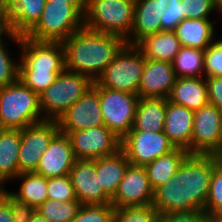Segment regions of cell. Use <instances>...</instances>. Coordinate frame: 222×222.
Wrapping results in <instances>:
<instances>
[{"label":"cell","mask_w":222,"mask_h":222,"mask_svg":"<svg viewBox=\"0 0 222 222\" xmlns=\"http://www.w3.org/2000/svg\"><path fill=\"white\" fill-rule=\"evenodd\" d=\"M212 172L213 155L189 154L178 171L154 190L152 206L161 216L182 211L205 213Z\"/></svg>","instance_id":"obj_1"},{"label":"cell","mask_w":222,"mask_h":222,"mask_svg":"<svg viewBox=\"0 0 222 222\" xmlns=\"http://www.w3.org/2000/svg\"><path fill=\"white\" fill-rule=\"evenodd\" d=\"M66 70L90 77L94 82L127 44L118 35L96 32L86 27L63 42Z\"/></svg>","instance_id":"obj_2"},{"label":"cell","mask_w":222,"mask_h":222,"mask_svg":"<svg viewBox=\"0 0 222 222\" xmlns=\"http://www.w3.org/2000/svg\"><path fill=\"white\" fill-rule=\"evenodd\" d=\"M42 121L39 94L20 79L0 87V128L23 129Z\"/></svg>","instance_id":"obj_3"},{"label":"cell","mask_w":222,"mask_h":222,"mask_svg":"<svg viewBox=\"0 0 222 222\" xmlns=\"http://www.w3.org/2000/svg\"><path fill=\"white\" fill-rule=\"evenodd\" d=\"M135 0H87L84 27L125 40L134 22Z\"/></svg>","instance_id":"obj_4"},{"label":"cell","mask_w":222,"mask_h":222,"mask_svg":"<svg viewBox=\"0 0 222 222\" xmlns=\"http://www.w3.org/2000/svg\"><path fill=\"white\" fill-rule=\"evenodd\" d=\"M94 84L83 74L64 70L57 79L39 94L40 109L45 120H57Z\"/></svg>","instance_id":"obj_5"},{"label":"cell","mask_w":222,"mask_h":222,"mask_svg":"<svg viewBox=\"0 0 222 222\" xmlns=\"http://www.w3.org/2000/svg\"><path fill=\"white\" fill-rule=\"evenodd\" d=\"M84 27V16L69 3L46 1L41 19L26 35L35 41L63 42Z\"/></svg>","instance_id":"obj_6"},{"label":"cell","mask_w":222,"mask_h":222,"mask_svg":"<svg viewBox=\"0 0 222 222\" xmlns=\"http://www.w3.org/2000/svg\"><path fill=\"white\" fill-rule=\"evenodd\" d=\"M145 58L135 45L126 44L95 81L103 88L138 95Z\"/></svg>","instance_id":"obj_7"},{"label":"cell","mask_w":222,"mask_h":222,"mask_svg":"<svg viewBox=\"0 0 222 222\" xmlns=\"http://www.w3.org/2000/svg\"><path fill=\"white\" fill-rule=\"evenodd\" d=\"M93 87L99 92L104 124L122 140L133 128L139 95L103 88L95 82Z\"/></svg>","instance_id":"obj_8"},{"label":"cell","mask_w":222,"mask_h":222,"mask_svg":"<svg viewBox=\"0 0 222 222\" xmlns=\"http://www.w3.org/2000/svg\"><path fill=\"white\" fill-rule=\"evenodd\" d=\"M189 154L216 155L222 148V111L208 104L194 111Z\"/></svg>","instance_id":"obj_9"},{"label":"cell","mask_w":222,"mask_h":222,"mask_svg":"<svg viewBox=\"0 0 222 222\" xmlns=\"http://www.w3.org/2000/svg\"><path fill=\"white\" fill-rule=\"evenodd\" d=\"M59 132L57 120H45L21 129L19 174L37 169L42 154Z\"/></svg>","instance_id":"obj_10"},{"label":"cell","mask_w":222,"mask_h":222,"mask_svg":"<svg viewBox=\"0 0 222 222\" xmlns=\"http://www.w3.org/2000/svg\"><path fill=\"white\" fill-rule=\"evenodd\" d=\"M175 148L164 132L129 131L121 140V149L135 166H145Z\"/></svg>","instance_id":"obj_11"},{"label":"cell","mask_w":222,"mask_h":222,"mask_svg":"<svg viewBox=\"0 0 222 222\" xmlns=\"http://www.w3.org/2000/svg\"><path fill=\"white\" fill-rule=\"evenodd\" d=\"M67 136L75 159L93 160L112 155L121 149V139L106 125L71 131Z\"/></svg>","instance_id":"obj_12"},{"label":"cell","mask_w":222,"mask_h":222,"mask_svg":"<svg viewBox=\"0 0 222 222\" xmlns=\"http://www.w3.org/2000/svg\"><path fill=\"white\" fill-rule=\"evenodd\" d=\"M57 122L60 132L66 135L71 131L104 126L99 92L92 86L57 119Z\"/></svg>","instance_id":"obj_13"},{"label":"cell","mask_w":222,"mask_h":222,"mask_svg":"<svg viewBox=\"0 0 222 222\" xmlns=\"http://www.w3.org/2000/svg\"><path fill=\"white\" fill-rule=\"evenodd\" d=\"M19 69L65 70L62 42L35 41L21 36Z\"/></svg>","instance_id":"obj_14"},{"label":"cell","mask_w":222,"mask_h":222,"mask_svg":"<svg viewBox=\"0 0 222 222\" xmlns=\"http://www.w3.org/2000/svg\"><path fill=\"white\" fill-rule=\"evenodd\" d=\"M154 190L144 166L130 164L116 194L111 198L114 208L151 205Z\"/></svg>","instance_id":"obj_15"},{"label":"cell","mask_w":222,"mask_h":222,"mask_svg":"<svg viewBox=\"0 0 222 222\" xmlns=\"http://www.w3.org/2000/svg\"><path fill=\"white\" fill-rule=\"evenodd\" d=\"M69 177L82 205L111 203V197L100 186L96 159H76Z\"/></svg>","instance_id":"obj_16"},{"label":"cell","mask_w":222,"mask_h":222,"mask_svg":"<svg viewBox=\"0 0 222 222\" xmlns=\"http://www.w3.org/2000/svg\"><path fill=\"white\" fill-rule=\"evenodd\" d=\"M176 78L171 62L145 59L138 95L140 98H168Z\"/></svg>","instance_id":"obj_17"},{"label":"cell","mask_w":222,"mask_h":222,"mask_svg":"<svg viewBox=\"0 0 222 222\" xmlns=\"http://www.w3.org/2000/svg\"><path fill=\"white\" fill-rule=\"evenodd\" d=\"M75 160L69 137L59 132L42 154L34 172L46 178L69 175Z\"/></svg>","instance_id":"obj_18"},{"label":"cell","mask_w":222,"mask_h":222,"mask_svg":"<svg viewBox=\"0 0 222 222\" xmlns=\"http://www.w3.org/2000/svg\"><path fill=\"white\" fill-rule=\"evenodd\" d=\"M194 111L166 100V116L163 132L175 147L191 148Z\"/></svg>","instance_id":"obj_19"},{"label":"cell","mask_w":222,"mask_h":222,"mask_svg":"<svg viewBox=\"0 0 222 222\" xmlns=\"http://www.w3.org/2000/svg\"><path fill=\"white\" fill-rule=\"evenodd\" d=\"M162 10L158 0H135L134 22L128 45H135L143 37L161 31Z\"/></svg>","instance_id":"obj_20"},{"label":"cell","mask_w":222,"mask_h":222,"mask_svg":"<svg viewBox=\"0 0 222 222\" xmlns=\"http://www.w3.org/2000/svg\"><path fill=\"white\" fill-rule=\"evenodd\" d=\"M167 99L192 111L208 105L205 77L176 78Z\"/></svg>","instance_id":"obj_21"},{"label":"cell","mask_w":222,"mask_h":222,"mask_svg":"<svg viewBox=\"0 0 222 222\" xmlns=\"http://www.w3.org/2000/svg\"><path fill=\"white\" fill-rule=\"evenodd\" d=\"M135 46L145 59L171 63L182 47L175 31H160L145 36Z\"/></svg>","instance_id":"obj_22"},{"label":"cell","mask_w":222,"mask_h":222,"mask_svg":"<svg viewBox=\"0 0 222 222\" xmlns=\"http://www.w3.org/2000/svg\"><path fill=\"white\" fill-rule=\"evenodd\" d=\"M21 129L0 128V188L19 175Z\"/></svg>","instance_id":"obj_23"},{"label":"cell","mask_w":222,"mask_h":222,"mask_svg":"<svg viewBox=\"0 0 222 222\" xmlns=\"http://www.w3.org/2000/svg\"><path fill=\"white\" fill-rule=\"evenodd\" d=\"M215 29L210 19L186 18L177 25L175 32L181 46L205 50L216 38Z\"/></svg>","instance_id":"obj_24"},{"label":"cell","mask_w":222,"mask_h":222,"mask_svg":"<svg viewBox=\"0 0 222 222\" xmlns=\"http://www.w3.org/2000/svg\"><path fill=\"white\" fill-rule=\"evenodd\" d=\"M130 165L125 152L119 149L116 153L96 159V171L100 186L112 198Z\"/></svg>","instance_id":"obj_25"},{"label":"cell","mask_w":222,"mask_h":222,"mask_svg":"<svg viewBox=\"0 0 222 222\" xmlns=\"http://www.w3.org/2000/svg\"><path fill=\"white\" fill-rule=\"evenodd\" d=\"M167 98H139L130 131L163 132Z\"/></svg>","instance_id":"obj_26"},{"label":"cell","mask_w":222,"mask_h":222,"mask_svg":"<svg viewBox=\"0 0 222 222\" xmlns=\"http://www.w3.org/2000/svg\"><path fill=\"white\" fill-rule=\"evenodd\" d=\"M46 0H7L14 34L26 36L41 19Z\"/></svg>","instance_id":"obj_27"},{"label":"cell","mask_w":222,"mask_h":222,"mask_svg":"<svg viewBox=\"0 0 222 222\" xmlns=\"http://www.w3.org/2000/svg\"><path fill=\"white\" fill-rule=\"evenodd\" d=\"M188 155L186 149L176 147L169 153L146 164L144 168L152 189L155 190L166 183L178 171Z\"/></svg>","instance_id":"obj_28"},{"label":"cell","mask_w":222,"mask_h":222,"mask_svg":"<svg viewBox=\"0 0 222 222\" xmlns=\"http://www.w3.org/2000/svg\"><path fill=\"white\" fill-rule=\"evenodd\" d=\"M17 179L21 181L19 190L17 192L9 191L17 200L36 209L48 199L46 177L35 172H24L15 178V180Z\"/></svg>","instance_id":"obj_29"},{"label":"cell","mask_w":222,"mask_h":222,"mask_svg":"<svg viewBox=\"0 0 222 222\" xmlns=\"http://www.w3.org/2000/svg\"><path fill=\"white\" fill-rule=\"evenodd\" d=\"M204 54L205 50L182 46L172 62L176 77H204Z\"/></svg>","instance_id":"obj_30"},{"label":"cell","mask_w":222,"mask_h":222,"mask_svg":"<svg viewBox=\"0 0 222 222\" xmlns=\"http://www.w3.org/2000/svg\"><path fill=\"white\" fill-rule=\"evenodd\" d=\"M81 205L79 201L60 202L47 199L36 211L49 222H71Z\"/></svg>","instance_id":"obj_31"},{"label":"cell","mask_w":222,"mask_h":222,"mask_svg":"<svg viewBox=\"0 0 222 222\" xmlns=\"http://www.w3.org/2000/svg\"><path fill=\"white\" fill-rule=\"evenodd\" d=\"M160 213L151 205L115 208L114 222H159Z\"/></svg>","instance_id":"obj_32"},{"label":"cell","mask_w":222,"mask_h":222,"mask_svg":"<svg viewBox=\"0 0 222 222\" xmlns=\"http://www.w3.org/2000/svg\"><path fill=\"white\" fill-rule=\"evenodd\" d=\"M64 70L19 69V79L37 94L51 85Z\"/></svg>","instance_id":"obj_33"},{"label":"cell","mask_w":222,"mask_h":222,"mask_svg":"<svg viewBox=\"0 0 222 222\" xmlns=\"http://www.w3.org/2000/svg\"><path fill=\"white\" fill-rule=\"evenodd\" d=\"M222 212V163L213 155V172L210 179L205 213Z\"/></svg>","instance_id":"obj_34"},{"label":"cell","mask_w":222,"mask_h":222,"mask_svg":"<svg viewBox=\"0 0 222 222\" xmlns=\"http://www.w3.org/2000/svg\"><path fill=\"white\" fill-rule=\"evenodd\" d=\"M114 210L111 203L81 205L71 222H114Z\"/></svg>","instance_id":"obj_35"},{"label":"cell","mask_w":222,"mask_h":222,"mask_svg":"<svg viewBox=\"0 0 222 222\" xmlns=\"http://www.w3.org/2000/svg\"><path fill=\"white\" fill-rule=\"evenodd\" d=\"M47 194L54 201H78L69 175L47 178Z\"/></svg>","instance_id":"obj_36"},{"label":"cell","mask_w":222,"mask_h":222,"mask_svg":"<svg viewBox=\"0 0 222 222\" xmlns=\"http://www.w3.org/2000/svg\"><path fill=\"white\" fill-rule=\"evenodd\" d=\"M162 10L161 31H175L177 25L185 19L181 0H158Z\"/></svg>","instance_id":"obj_37"},{"label":"cell","mask_w":222,"mask_h":222,"mask_svg":"<svg viewBox=\"0 0 222 222\" xmlns=\"http://www.w3.org/2000/svg\"><path fill=\"white\" fill-rule=\"evenodd\" d=\"M3 36L0 37V87L15 83L19 79V60L12 59L5 47Z\"/></svg>","instance_id":"obj_38"},{"label":"cell","mask_w":222,"mask_h":222,"mask_svg":"<svg viewBox=\"0 0 222 222\" xmlns=\"http://www.w3.org/2000/svg\"><path fill=\"white\" fill-rule=\"evenodd\" d=\"M222 76V38H216L205 49L204 54V77Z\"/></svg>","instance_id":"obj_39"},{"label":"cell","mask_w":222,"mask_h":222,"mask_svg":"<svg viewBox=\"0 0 222 222\" xmlns=\"http://www.w3.org/2000/svg\"><path fill=\"white\" fill-rule=\"evenodd\" d=\"M185 19H210L208 16L216 11L213 0H181Z\"/></svg>","instance_id":"obj_40"},{"label":"cell","mask_w":222,"mask_h":222,"mask_svg":"<svg viewBox=\"0 0 222 222\" xmlns=\"http://www.w3.org/2000/svg\"><path fill=\"white\" fill-rule=\"evenodd\" d=\"M0 192L10 201V208L14 222H28L36 209L14 198L8 190L1 188Z\"/></svg>","instance_id":"obj_41"},{"label":"cell","mask_w":222,"mask_h":222,"mask_svg":"<svg viewBox=\"0 0 222 222\" xmlns=\"http://www.w3.org/2000/svg\"><path fill=\"white\" fill-rule=\"evenodd\" d=\"M6 36L11 39V42L20 44L21 36L14 34L12 27V16L9 11L7 0H0V37Z\"/></svg>","instance_id":"obj_42"},{"label":"cell","mask_w":222,"mask_h":222,"mask_svg":"<svg viewBox=\"0 0 222 222\" xmlns=\"http://www.w3.org/2000/svg\"><path fill=\"white\" fill-rule=\"evenodd\" d=\"M209 104L222 111V76L205 78Z\"/></svg>","instance_id":"obj_43"},{"label":"cell","mask_w":222,"mask_h":222,"mask_svg":"<svg viewBox=\"0 0 222 222\" xmlns=\"http://www.w3.org/2000/svg\"><path fill=\"white\" fill-rule=\"evenodd\" d=\"M201 214L197 211L173 212L162 215L159 222H194Z\"/></svg>","instance_id":"obj_44"},{"label":"cell","mask_w":222,"mask_h":222,"mask_svg":"<svg viewBox=\"0 0 222 222\" xmlns=\"http://www.w3.org/2000/svg\"><path fill=\"white\" fill-rule=\"evenodd\" d=\"M0 222H14L10 201L0 192Z\"/></svg>","instance_id":"obj_45"},{"label":"cell","mask_w":222,"mask_h":222,"mask_svg":"<svg viewBox=\"0 0 222 222\" xmlns=\"http://www.w3.org/2000/svg\"><path fill=\"white\" fill-rule=\"evenodd\" d=\"M53 1L54 3H69L72 4L83 16L87 9V0H46Z\"/></svg>","instance_id":"obj_46"},{"label":"cell","mask_w":222,"mask_h":222,"mask_svg":"<svg viewBox=\"0 0 222 222\" xmlns=\"http://www.w3.org/2000/svg\"><path fill=\"white\" fill-rule=\"evenodd\" d=\"M28 222H49L46 218L42 217L37 211L32 215Z\"/></svg>","instance_id":"obj_47"},{"label":"cell","mask_w":222,"mask_h":222,"mask_svg":"<svg viewBox=\"0 0 222 222\" xmlns=\"http://www.w3.org/2000/svg\"><path fill=\"white\" fill-rule=\"evenodd\" d=\"M210 215L212 222H222V212L218 213H206Z\"/></svg>","instance_id":"obj_48"},{"label":"cell","mask_w":222,"mask_h":222,"mask_svg":"<svg viewBox=\"0 0 222 222\" xmlns=\"http://www.w3.org/2000/svg\"><path fill=\"white\" fill-rule=\"evenodd\" d=\"M194 222H212L210 215L202 213Z\"/></svg>","instance_id":"obj_49"},{"label":"cell","mask_w":222,"mask_h":222,"mask_svg":"<svg viewBox=\"0 0 222 222\" xmlns=\"http://www.w3.org/2000/svg\"><path fill=\"white\" fill-rule=\"evenodd\" d=\"M216 11L222 13V0H213Z\"/></svg>","instance_id":"obj_50"},{"label":"cell","mask_w":222,"mask_h":222,"mask_svg":"<svg viewBox=\"0 0 222 222\" xmlns=\"http://www.w3.org/2000/svg\"><path fill=\"white\" fill-rule=\"evenodd\" d=\"M217 160L222 163V148L221 150L216 154Z\"/></svg>","instance_id":"obj_51"}]
</instances>
